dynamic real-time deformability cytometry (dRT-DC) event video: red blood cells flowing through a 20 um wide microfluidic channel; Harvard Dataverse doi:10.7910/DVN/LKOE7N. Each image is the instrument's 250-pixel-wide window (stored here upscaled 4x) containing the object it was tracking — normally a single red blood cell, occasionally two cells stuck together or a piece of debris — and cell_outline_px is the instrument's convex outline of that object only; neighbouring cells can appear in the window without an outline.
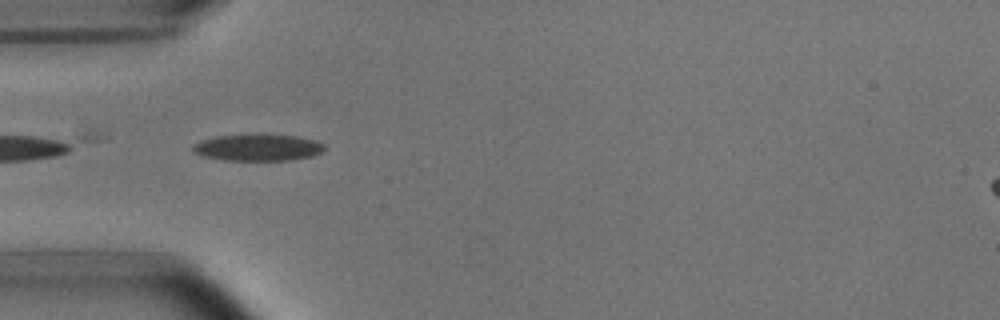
{"species": "common noctule bat (a hibernating species)", "species_latin": "Nyctalus noctula", "temperature_condition": "room temperature", "stored_images_in_passage": 8, "camera_frame_rate_fps": 3000, "um_per_image_px": 0.085, "animal": {"sex": "male", "body_mass_g": 15.6}, "frame": {"image": 1, "passage_image": 1, "time_ms": 0.0, "image_size_px": [1000, 320], "cell_outline_px": [[324, 148], [320, 152], [312, 156], [292, 160], [224, 160], [200, 156], [192, 152], [192, 144], [200, 140], [216, 136], [296, 136], [312, 140], [324, 144]], "centroid_in_image_um": [21.83, 12.57], "position_along_channel_um": 63.2, "area_um2": 19.94}}